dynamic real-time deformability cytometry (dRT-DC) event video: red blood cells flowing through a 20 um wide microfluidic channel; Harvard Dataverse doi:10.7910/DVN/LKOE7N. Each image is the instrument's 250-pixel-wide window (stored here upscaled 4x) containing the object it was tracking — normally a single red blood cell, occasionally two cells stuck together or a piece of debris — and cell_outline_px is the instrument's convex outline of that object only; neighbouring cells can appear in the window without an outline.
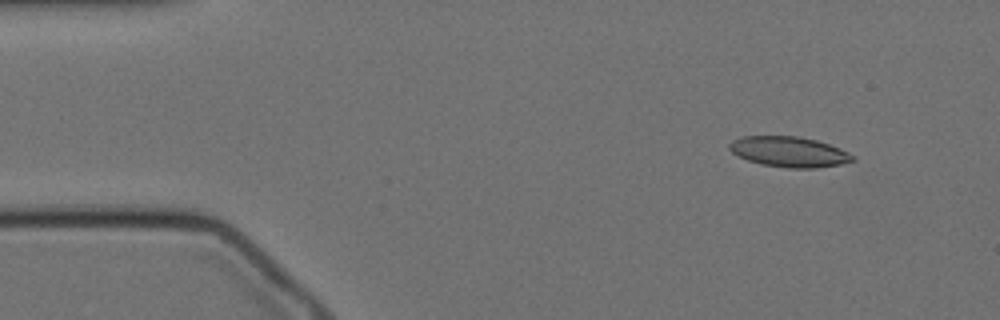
{"species": "Egyptian fruit bat (a non-hibernating species)", "species_latin": "Rousettus aegyptiacus", "temperature_condition": "cold", "stored_images_in_passage": 13, "camera_frame_rate_fps": 3000, "um_per_image_px": 0.085, "animal": {"sex": "female"}, "frame": {"image": 1, "passage_image": 1, "time_ms": 0.0, "image_size_px": [1000, 320], "cell_outline_px": [[856, 160], [840, 164], [816, 168], [788, 168], [760, 164], [748, 160], [732, 152], [728, 148], [728, 144], [732, 140], [744, 136], [796, 136], [816, 140], [840, 148], [856, 156]], "centroid_in_image_um": [67.08, 12.9], "position_along_channel_um": 17.9, "area_um2": 21.85}}
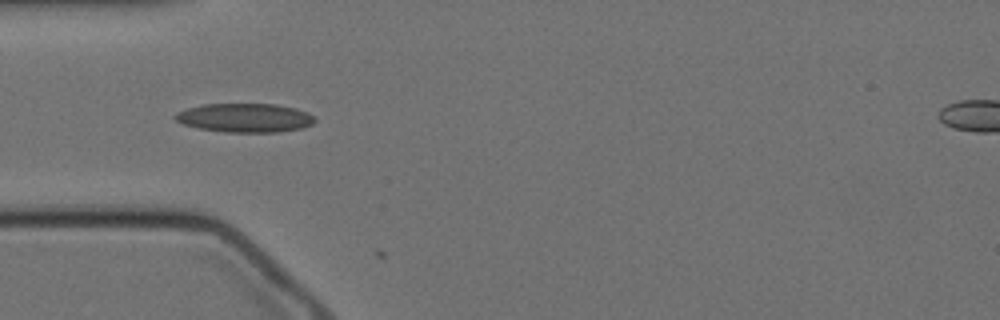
{"frame": {"image": 2, "passage_image": 12, "time_ms": 3.667, "image_size_px": [1000, 320], "cell_outline_px": [[316, 120], [312, 124], [300, 128], [280, 132], [224, 132], [196, 128], [184, 124], [176, 120], [172, 116], [176, 112], [188, 108], [204, 104], [276, 104], [296, 108], [308, 112]], "centroid_in_image_um": [20.8, 10.01], "position_along_channel_um": 64.2, "area_um2": 23.58}}